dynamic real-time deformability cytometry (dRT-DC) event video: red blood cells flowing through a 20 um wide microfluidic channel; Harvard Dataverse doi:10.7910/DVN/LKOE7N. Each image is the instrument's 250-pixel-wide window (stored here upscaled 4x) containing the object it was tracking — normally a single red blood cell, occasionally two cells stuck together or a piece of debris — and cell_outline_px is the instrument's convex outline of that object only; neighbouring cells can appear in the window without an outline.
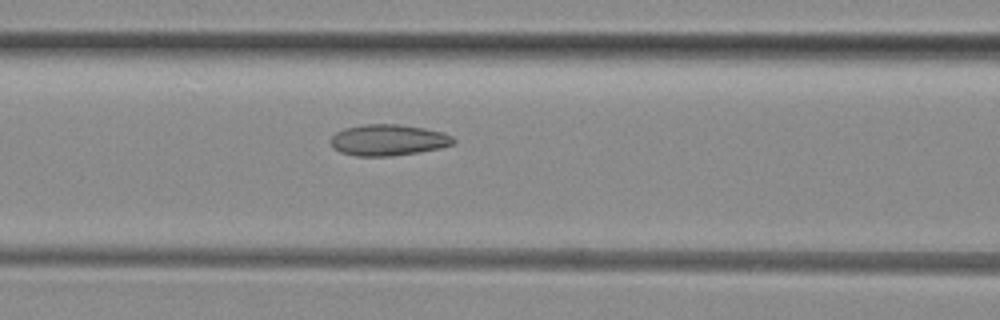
{"species": "common noctule bat (a hibernating species)", "species_latin": "Nyctalus noctula", "temperature_condition": "room temperature", "stored_images_in_passage": 36, "camera_frame_rate_fps": 3000, "um_per_image_px": 0.085, "animal": {"sex": "female", "body_mass_g": 29.2, "forearm_length_mm": 56.3}, "frame": {"image": 1, "passage_image": 7, "time_ms": 2.0, "image_size_px": [1000, 320], "cell_outline_px": [[456, 140], [452, 144], [440, 148], [416, 152], [388, 156], [356, 156], [340, 152], [332, 148], [332, 136], [336, 132], [344, 128], [364, 124], [400, 124], [424, 128], [444, 132], [452, 136]], "centroid_in_image_um": [32.99, 11.89], "position_along_channel_um": 133.6, "area_um2": 22.25}}
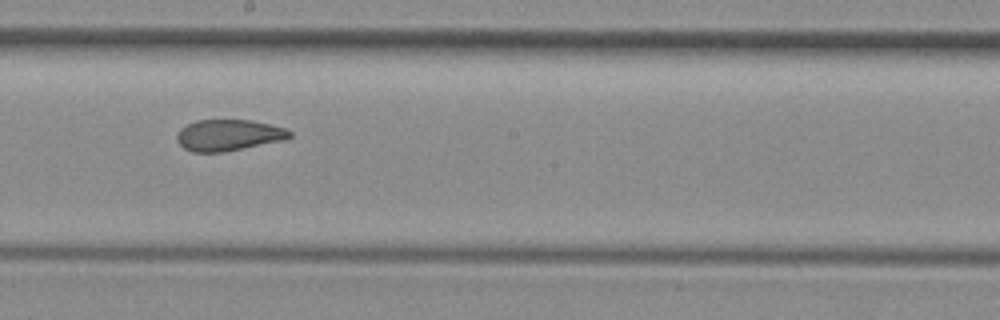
{"frame": {"image": 2, "passage_image": 14, "time_ms": 4.333, "image_size_px": [1000, 320], "cell_outline_px": [[292, 136], [288, 140], [224, 152], [192, 152], [184, 148], [176, 140], [176, 136], [180, 128], [196, 120], [252, 120], [284, 128], [292, 132]], "centroid_in_image_um": [19.45, 11.5], "position_along_channel_um": 228.8, "area_um2": 20.75}}
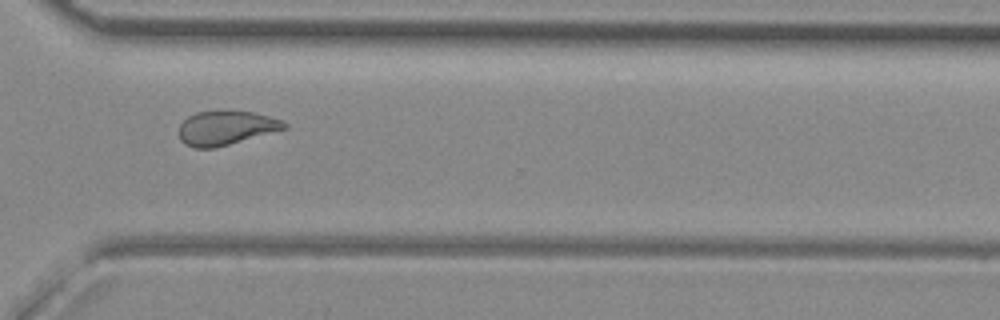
{"frame": {"image": 3, "passage_image": 23, "time_ms": 7.333, "image_size_px": [1000, 320], "cell_outline_px": [[288, 128], [216, 148], [192, 148], [184, 144], [180, 140], [180, 124], [188, 116], [196, 112], [224, 108], [252, 112], [284, 120], [288, 124]], "centroid_in_image_um": [19.21, 10.84], "position_along_channel_um": 351.4, "area_um2": 21.62}, "authors_computed_cell_mechanics": {"area_um2": 21.7906, "velocity_mm_per_s": 4.0824, "shape_relaxation_time_tau1_ms": null, "shape_relaxation_time_tau2_ms": 2.0386, "deformation_change_tau1": null, "deformation_change_tau2": 0.0916}}